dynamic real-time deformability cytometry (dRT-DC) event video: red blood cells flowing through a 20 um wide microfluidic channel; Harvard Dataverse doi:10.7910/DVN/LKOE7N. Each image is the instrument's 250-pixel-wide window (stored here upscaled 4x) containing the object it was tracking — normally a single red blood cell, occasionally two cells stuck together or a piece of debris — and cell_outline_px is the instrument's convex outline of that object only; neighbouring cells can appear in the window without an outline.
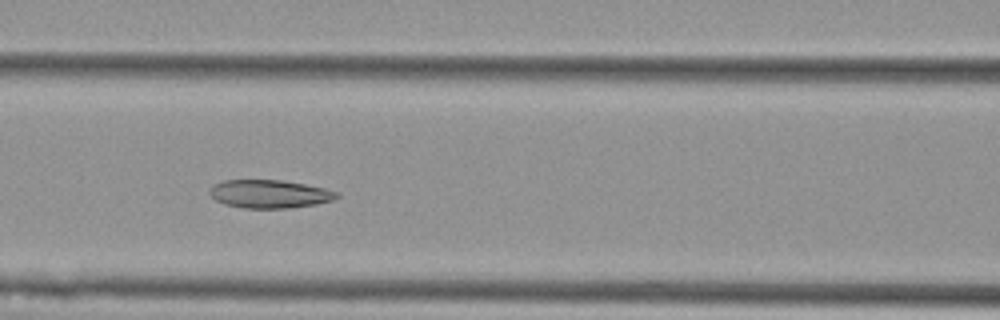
{"species": "Egyptian fruit bat (a non-hibernating species)", "species_latin": "Rousettus aegyptiacus", "temperature_condition": "cold", "stored_images_in_passage": 9, "camera_frame_rate_fps": 3000, "um_per_image_px": 0.085, "animal": {"sex": "female"}, "frame": {"image": 1, "passage_image": 6, "time_ms": 1.667, "image_size_px": [1000, 320], "cell_outline_px": [[340, 196], [332, 200], [316, 204], [292, 208], [244, 208], [224, 204], [216, 200], [208, 192], [216, 184], [224, 180], [280, 180], [304, 184], [324, 188], [336, 192]], "centroid_in_image_um": [22.92, 16.49], "position_along_channel_um": 143.7, "area_um2": 20.69}}
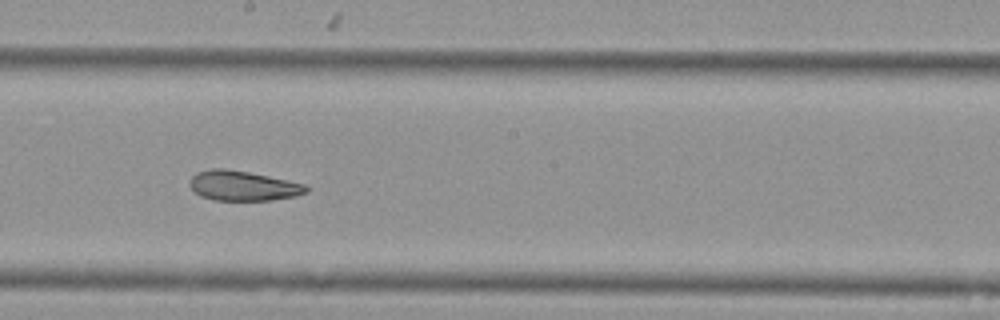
{"frame": {"image": 2, "passage_image": 8, "time_ms": 2.333, "image_size_px": [1000, 320], "cell_outline_px": [[308, 192], [296, 196], [272, 200], [212, 200], [200, 196], [192, 188], [192, 176], [196, 172], [212, 168], [224, 168], [248, 172], [268, 176], [304, 184], [308, 188]], "centroid_in_image_um": [20.66, 15.79], "position_along_channel_um": 227.5, "area_um2": 20.06}}
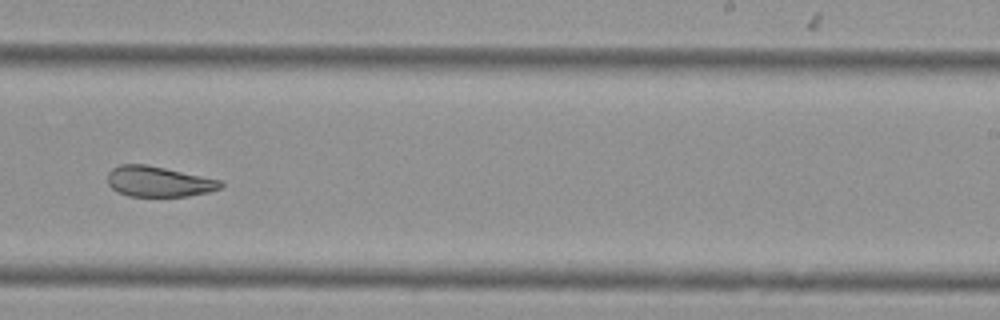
{"frame": {"image": 3, "passage_image": 9, "time_ms": 2.667, "image_size_px": [1000, 320], "cell_outline_px": [[224, 184], [220, 188], [208, 192], [188, 196], [128, 196], [116, 192], [108, 184], [108, 172], [112, 168], [120, 164], [144, 164], [164, 168], [220, 180]], "centroid_in_image_um": [13.44, 15.44], "position_along_channel_um": 275.6, "area_um2": 19.94}}